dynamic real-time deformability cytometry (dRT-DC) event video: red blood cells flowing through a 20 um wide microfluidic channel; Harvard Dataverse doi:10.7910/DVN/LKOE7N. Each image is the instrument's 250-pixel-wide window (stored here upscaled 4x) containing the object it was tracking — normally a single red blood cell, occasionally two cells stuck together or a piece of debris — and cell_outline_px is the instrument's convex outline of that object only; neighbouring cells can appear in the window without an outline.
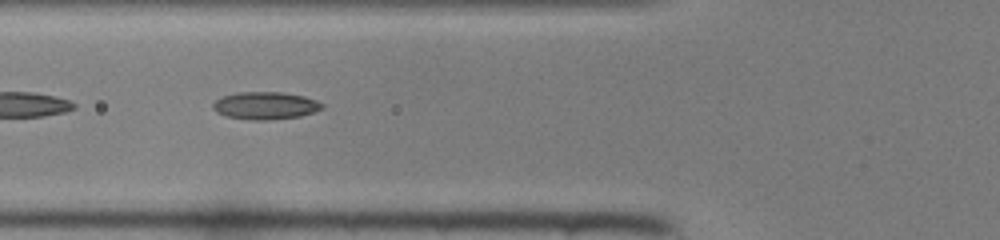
{"species": "common noctule bat (a hibernating species)", "species_latin": "Nyctalus noctula", "temperature_condition": "room temperature", "stored_images_in_passage": 46, "camera_frame_rate_fps": 3000, "um_per_image_px": 0.085, "animal": {"sex": "female", "body_mass_g": 22.0, "forearm_length_mm": 56.7}, "frame": {"image": 1, "passage_image": 17, "time_ms": 5.333, "image_size_px": [1000, 240], "cell_outline_px": [[324, 108], [300, 116], [268, 120], [248, 120], [224, 116], [216, 112], [212, 108], [212, 104], [216, 100], [224, 96], [236, 92], [280, 92], [304, 96], [316, 100], [324, 104]], "centroid_in_image_um": [22.53, 8.98], "position_along_channel_um": 103.3, "area_um2": 17.57}}
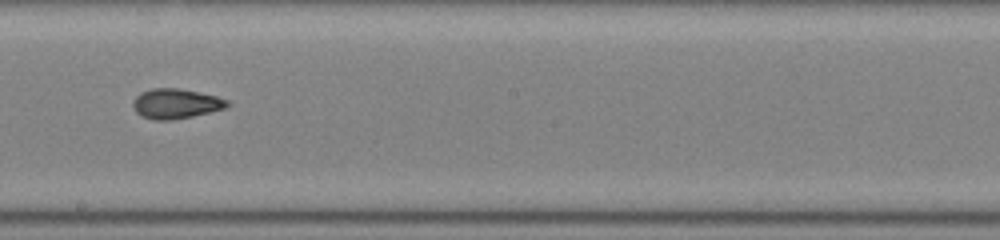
{"frame": {"image": 2, "passage_image": 26, "time_ms": 8.333, "image_size_px": [1000, 240], "cell_outline_px": [[232, 104], [224, 108], [192, 116], [172, 120], [152, 120], [140, 116], [136, 112], [132, 104], [132, 100], [140, 92], [152, 88], [180, 88], [216, 96], [228, 100]], "centroid_in_image_um": [14.91, 8.81], "position_along_channel_um": 233.3, "area_um2": 16.53}}
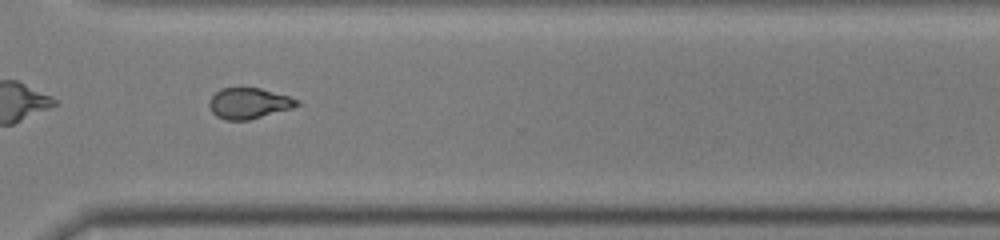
{"frame": {"image": 3, "passage_image": 34, "time_ms": 11.0, "image_size_px": [1000, 240], "cell_outline_px": [[300, 104], [292, 108], [248, 120], [224, 120], [216, 116], [212, 112], [208, 104], [208, 100], [220, 88], [260, 88], [288, 96], [300, 100]], "centroid_in_image_um": [21.13, 8.78], "position_along_channel_um": 349.5, "area_um2": 15.72}}